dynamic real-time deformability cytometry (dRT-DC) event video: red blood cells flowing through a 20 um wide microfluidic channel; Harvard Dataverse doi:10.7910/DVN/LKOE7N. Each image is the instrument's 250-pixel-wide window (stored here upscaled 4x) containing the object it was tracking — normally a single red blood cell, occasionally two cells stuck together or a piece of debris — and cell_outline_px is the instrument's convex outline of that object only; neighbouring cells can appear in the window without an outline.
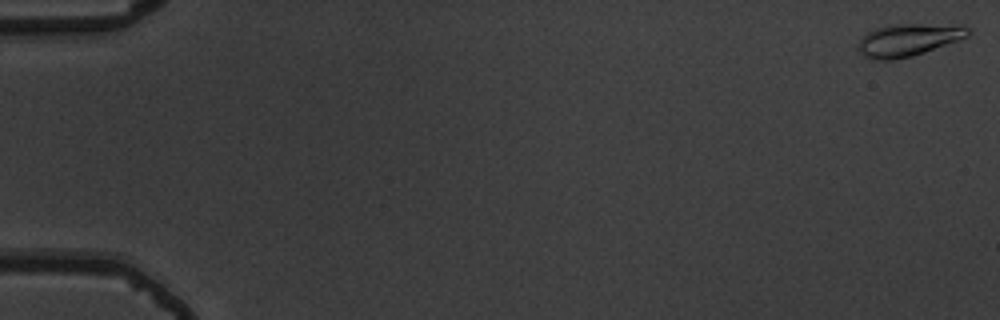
{"species": "common noctule bat (a hibernating species)", "species_latin": "Nyctalus noctula", "temperature_condition": "warm", "stored_images_in_passage": 54, "camera_frame_rate_fps": 3000, "um_per_image_px": 0.085, "animal": {"sex": "male", "body_mass_g": 19.5, "forearm_length_mm": 54.6}, "frame": {"image": 1, "passage_image": 1, "time_ms": 0.0, "image_size_px": [1000, 320], "cell_outline_px": [[972, 32], [968, 36], [924, 52], [912, 56], [892, 60], [872, 60], [864, 56], [856, 48], [860, 40], [868, 32], [876, 28], [896, 24], [960, 24], [972, 28]], "centroid_in_image_um": [77.24, 3.38], "position_along_channel_um": 7.8, "area_um2": 20.87}}
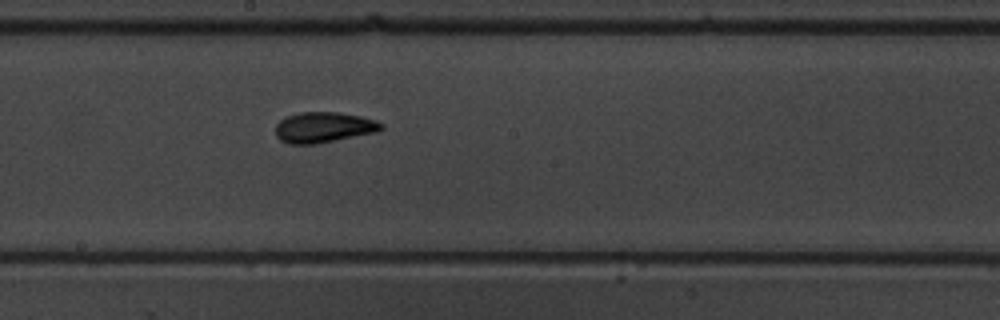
{"frame": {"image": 2, "passage_image": 31, "time_ms": 10.0, "image_size_px": [1000, 320], "cell_outline_px": [[384, 128], [376, 132], [316, 144], [288, 144], [280, 140], [276, 136], [276, 124], [280, 120], [288, 116], [300, 112], [340, 112], [360, 116], [376, 120], [384, 124]], "centroid_in_image_um": [27.52, 10.82], "position_along_channel_um": 220.7, "area_um2": 18.9}}
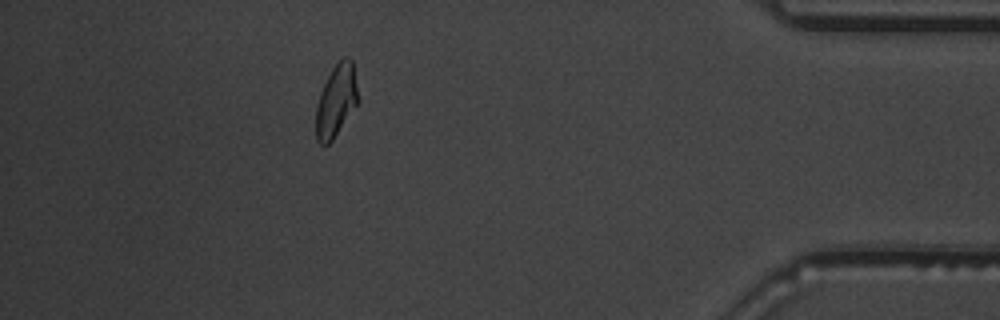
{"frame": {"image": 3, "passage_image": 49, "time_ms": 16.0, "image_size_px": [1000, 320], "cell_outline_px": [[360, 100], [332, 140], [328, 144], [320, 144], [316, 140], [316, 104], [320, 92], [332, 68], [344, 56], [348, 56], [352, 60]], "centroid_in_image_um": [28.58, 8.54], "position_along_channel_um": 406.6, "area_um2": 17.74}, "authors_computed_cell_mechanics": {"area_um2": 17.8891, "velocity_mm_per_s": 3.8082, "shape_relaxation_time_tau1_ms": 2.9577, "shape_relaxation_time_tau2_ms": 2.4617, "deformation_change_tau1": 0.1439, "deformation_change_tau2": 0.0864}}